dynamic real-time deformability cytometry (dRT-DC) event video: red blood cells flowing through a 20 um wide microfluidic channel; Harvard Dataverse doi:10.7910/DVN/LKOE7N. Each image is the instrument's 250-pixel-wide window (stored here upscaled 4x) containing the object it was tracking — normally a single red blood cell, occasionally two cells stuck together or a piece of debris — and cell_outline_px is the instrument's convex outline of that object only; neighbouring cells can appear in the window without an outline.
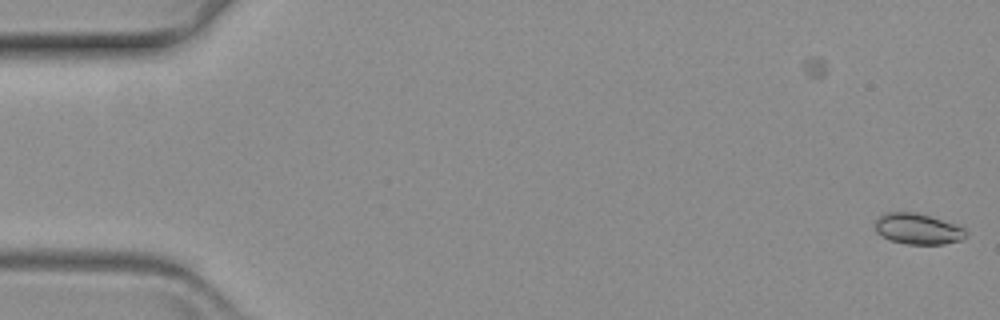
{"species": "common noctule bat (a hibernating species)", "species_latin": "Nyctalus noctula", "temperature_condition": "warm", "stored_images_in_passage": 6, "camera_frame_rate_fps": 3000, "um_per_image_px": 0.085, "animal": {"sex": "female", "body_mass_g": 19.3, "forearm_length_mm": 54.1}, "frame": {"image": 1, "passage_image": 6, "time_ms": 1.667, "image_size_px": [1000, 320], "cell_outline_px": [[968, 236], [960, 240], [944, 244], [908, 244], [888, 240], [876, 232], [876, 220], [884, 212], [916, 212], [964, 228], [968, 232]], "centroid_in_image_um": [78.0, 19.46], "position_along_channel_um": 7.0, "area_um2": 16.18}}